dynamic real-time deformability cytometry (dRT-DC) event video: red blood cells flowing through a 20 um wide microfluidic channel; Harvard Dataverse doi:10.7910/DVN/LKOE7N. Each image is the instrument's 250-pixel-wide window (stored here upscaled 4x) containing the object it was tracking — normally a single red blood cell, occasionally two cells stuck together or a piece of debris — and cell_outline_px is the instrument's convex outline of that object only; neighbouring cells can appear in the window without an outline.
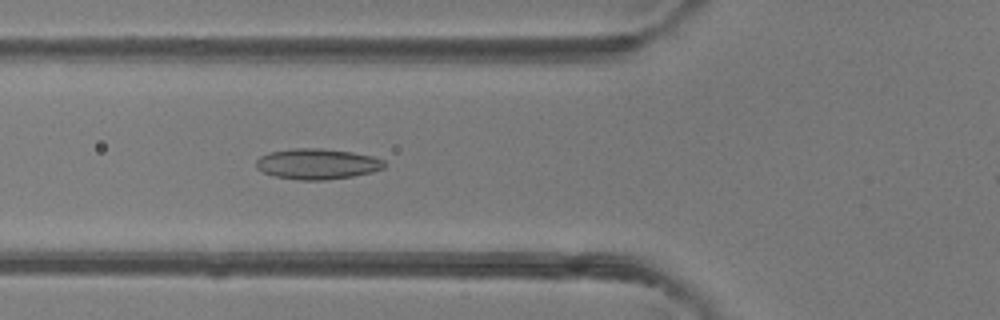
{"species": "common noctule bat (a hibernating species)", "species_latin": "Nyctalus noctula", "temperature_condition": "room temperature", "stored_images_in_passage": 45, "camera_frame_rate_fps": 3000, "um_per_image_px": 0.085, "animal": {"sex": "female"}, "frame": {"image": 1, "passage_image": 18, "time_ms": 5.667, "image_size_px": [1000, 320], "cell_outline_px": [[388, 164], [384, 168], [372, 172], [352, 176], [324, 180], [300, 180], [276, 176], [264, 172], [256, 168], [256, 160], [260, 156], [268, 152], [292, 148], [320, 148], [352, 152], [372, 156], [384, 160]], "centroid_in_image_um": [26.97, 13.92], "position_along_channel_um": 98.8, "area_um2": 22.95}}
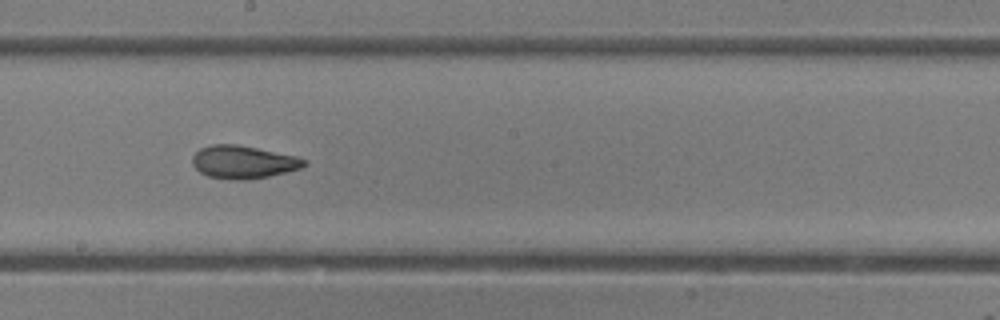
{"frame": {"image": 2, "passage_image": 27, "time_ms": 8.667, "image_size_px": [1000, 320], "cell_outline_px": [[308, 164], [300, 168], [288, 172], [268, 176], [244, 180], [236, 180], [208, 176], [200, 172], [192, 164], [192, 156], [200, 148], [212, 144], [236, 144], [296, 156], [308, 160]], "centroid_in_image_um": [20.69, 13.77], "position_along_channel_um": 227.5, "area_um2": 21.39}}
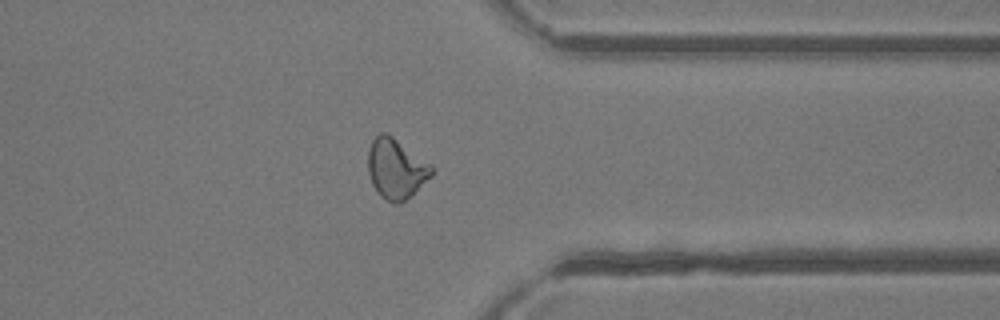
{"frame": {"image": 3, "passage_image": 38, "time_ms": 12.333, "image_size_px": [1000, 320], "cell_outline_px": [[432, 176], [412, 196], [400, 204], [392, 204], [380, 196], [372, 184], [368, 172], [368, 148], [372, 140], [380, 132], [384, 132], [392, 136], [432, 164]], "centroid_in_image_um": [33.67, 14.36], "position_along_channel_um": 377.7, "area_um2": 22.54}, "authors_computed_cell_mechanics": {"area_um2": 22.3108, "velocity_mm_per_s": 4.2705, "shape_relaxation_time_tau1_ms": null, "shape_relaxation_time_tau2_ms": 1.634, "deformation_change_tau1": null, "deformation_change_tau2": 0.0755}}